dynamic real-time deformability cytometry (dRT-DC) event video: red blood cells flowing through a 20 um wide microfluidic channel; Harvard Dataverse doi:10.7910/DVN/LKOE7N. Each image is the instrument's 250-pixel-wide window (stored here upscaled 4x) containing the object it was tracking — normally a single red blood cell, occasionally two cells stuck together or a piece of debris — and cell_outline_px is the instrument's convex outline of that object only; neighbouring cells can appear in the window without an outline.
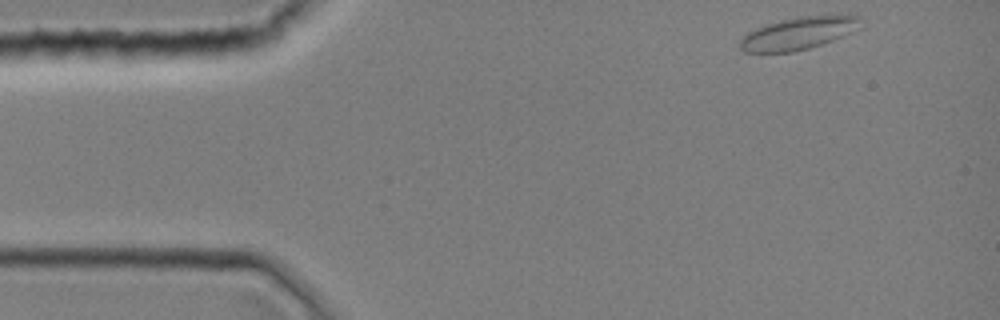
{"species": "common noctule bat (a hibernating species)", "species_latin": "Nyctalus noctula", "temperature_condition": "room temperature", "stored_images_in_passage": 8, "camera_frame_rate_fps": 3000, "um_per_image_px": 0.085, "animal": {"sex": "female", "body_mass_g": 19.0, "forearm_length_mm": 51.5}, "frame": {"image": 1, "passage_image": 1, "time_ms": 0.0, "image_size_px": [1000, 320], "cell_outline_px": [[860, 16], [848, 32], [832, 40], [808, 48], [792, 52], [744, 52], [740, 48], [740, 40], [748, 32], [756, 28], [780, 20], [800, 16]], "centroid_in_image_um": [67.68, 2.85], "position_along_channel_um": 17.3, "area_um2": 21.62}}
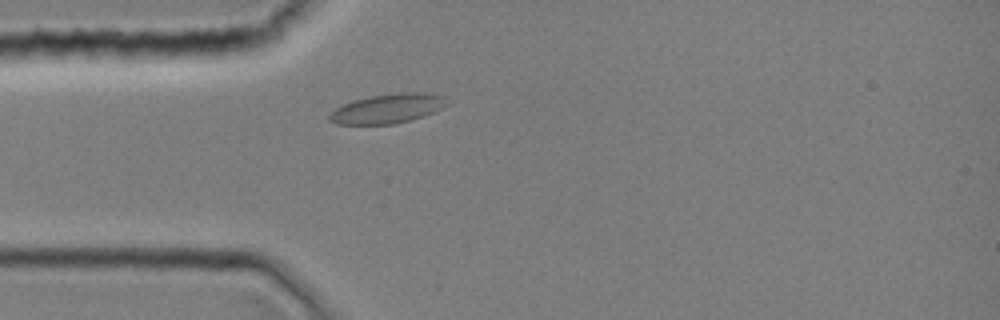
{"frame": {"image": 2, "passage_image": 8, "time_ms": 2.333, "image_size_px": [1000, 320], "cell_outline_px": [[448, 104], [424, 116], [392, 124], [336, 124], [328, 120], [328, 116], [336, 108], [352, 100], [372, 96], [400, 92], [424, 92], [444, 96]], "centroid_in_image_um": [32.93, 9.22], "position_along_channel_um": 52.1, "area_um2": 19.94}}